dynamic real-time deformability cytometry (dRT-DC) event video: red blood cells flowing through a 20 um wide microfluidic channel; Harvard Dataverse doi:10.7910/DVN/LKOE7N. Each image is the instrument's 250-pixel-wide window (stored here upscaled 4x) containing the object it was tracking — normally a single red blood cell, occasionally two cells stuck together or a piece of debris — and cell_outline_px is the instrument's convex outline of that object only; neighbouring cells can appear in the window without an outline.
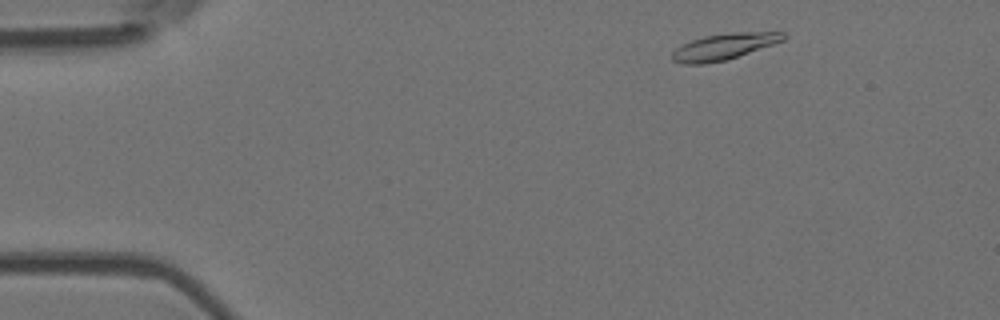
{"species": "Egyptian fruit bat (a non-hibernating species)", "species_latin": "Rousettus aegyptiacus", "temperature_condition": "room temperature", "stored_images_in_passage": 49, "camera_frame_rate_fps": 3000, "um_per_image_px": 0.085, "animal": {"sex": "female"}, "frame": {"image": 1, "passage_image": 3, "time_ms": 0.667, "image_size_px": [1000, 320], "cell_outline_px": [[784, 40], [724, 60], [704, 64], [684, 64], [672, 60], [672, 52], [676, 48], [692, 40], [704, 36], [732, 32], [784, 32]], "centroid_in_image_um": [61.49, 3.95], "position_along_channel_um": 23.5, "area_um2": 16.53}}
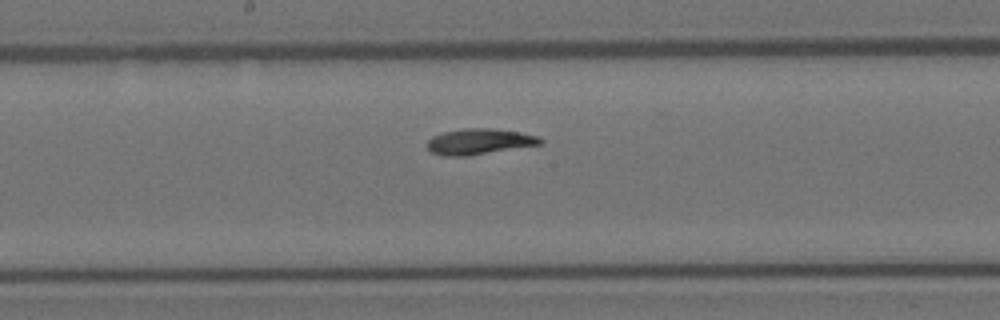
{"frame": {"image": 2, "passage_image": 24, "time_ms": 7.667, "image_size_px": [1000, 320], "cell_outline_px": [[544, 144], [468, 156], [444, 156], [432, 152], [424, 144], [432, 136], [444, 132], [464, 128], [492, 128], [520, 132], [536, 136], [544, 140]], "centroid_in_image_um": [40.74, 12.04], "position_along_channel_um": 207.5, "area_um2": 17.17}}
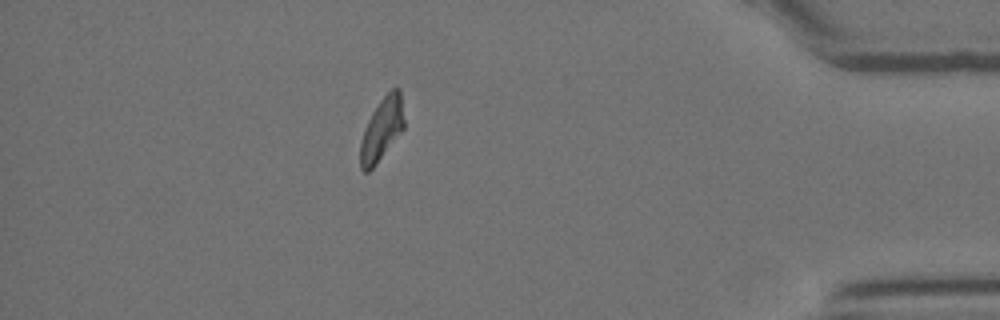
{"frame": {"image": 3, "passage_image": 43, "time_ms": 14.0, "image_size_px": [1000, 320], "cell_outline_px": [[404, 128], [376, 164], [368, 172], [364, 172], [360, 168], [360, 144], [368, 120], [372, 112], [380, 100], [392, 88], [400, 88], [404, 120]], "centroid_in_image_um": [32.45, 10.98], "position_along_channel_um": 402.7, "area_um2": 15.78}, "authors_computed_cell_mechanics": {"area_um2": 16.6464, "velocity_mm_per_s": 3.7668, "shape_relaxation_time_tau1_ms": 7.7605, "shape_relaxation_time_tau2_ms": 4.6872, "deformation_change_tau1": 0.2277, "deformation_change_tau2": 0.1002}}